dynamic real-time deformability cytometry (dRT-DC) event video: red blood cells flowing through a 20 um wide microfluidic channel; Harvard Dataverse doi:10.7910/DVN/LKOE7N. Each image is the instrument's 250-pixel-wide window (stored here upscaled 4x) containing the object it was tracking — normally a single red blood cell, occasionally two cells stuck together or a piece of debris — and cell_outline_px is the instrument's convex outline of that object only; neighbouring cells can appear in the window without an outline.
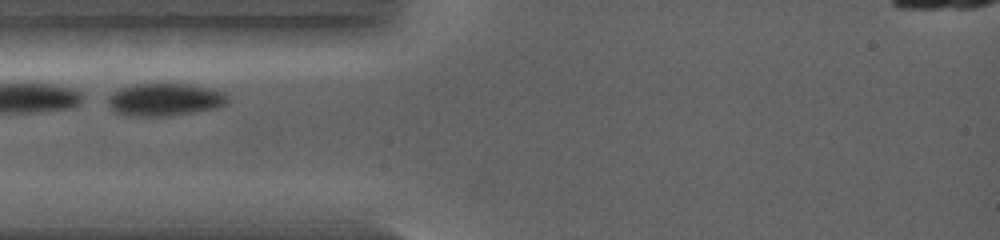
{"species": "common noctule bat (a hibernating species)", "species_latin": "Nyctalus noctula", "temperature_condition": "warm", "stored_images_in_passage": 19, "camera_frame_rate_fps": 5000, "um_per_image_px": 0.085, "animal": {"sex": "female", "body_mass_g": 19.0, "forearm_length_mm": 56.7}, "frame": {"image": 1, "passage_image": 1, "time_ms": 0.0, "image_size_px": [1000, 240], "cell_outline_px": [[228, 100], [224, 104], [216, 108], [168, 116], [132, 116], [112, 112], [108, 104], [108, 96], [112, 92], [120, 88], [136, 84], [188, 84], [212, 88], [224, 92], [228, 96]], "centroid_in_image_um": [13.98, 8.46], "position_along_channel_um": 71.0, "area_um2": 22.83}}